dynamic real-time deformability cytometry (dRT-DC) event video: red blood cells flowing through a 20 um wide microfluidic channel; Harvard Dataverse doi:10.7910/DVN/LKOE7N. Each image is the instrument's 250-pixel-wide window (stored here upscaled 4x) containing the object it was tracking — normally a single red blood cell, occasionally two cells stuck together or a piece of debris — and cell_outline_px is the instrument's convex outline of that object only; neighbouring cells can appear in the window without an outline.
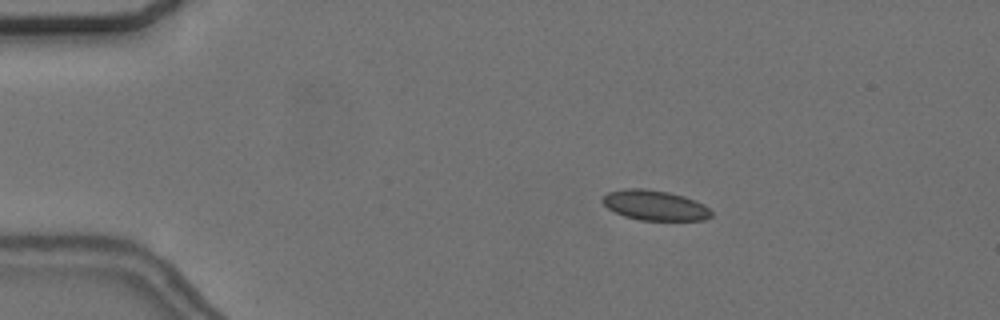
{"species": "common noctule bat (a hibernating species)", "species_latin": "Nyctalus noctula", "temperature_condition": "cold", "stored_images_in_passage": 15, "camera_frame_rate_fps": 3000, "um_per_image_px": 0.085, "animal": {"sex": "female", "body_mass_g": 24.6, "forearm_length_mm": 56.2}, "frame": {"image": 1, "passage_image": 7, "time_ms": 2.0, "image_size_px": [1000, 320], "cell_outline_px": [[712, 216], [704, 220], [640, 220], [624, 216], [608, 208], [600, 200], [608, 192], [624, 188], [644, 188], [668, 192], [684, 196], [696, 200], [704, 204], [712, 212]], "centroid_in_image_um": [55.67, 17.44], "position_along_channel_um": 29.3, "area_um2": 19.13}}